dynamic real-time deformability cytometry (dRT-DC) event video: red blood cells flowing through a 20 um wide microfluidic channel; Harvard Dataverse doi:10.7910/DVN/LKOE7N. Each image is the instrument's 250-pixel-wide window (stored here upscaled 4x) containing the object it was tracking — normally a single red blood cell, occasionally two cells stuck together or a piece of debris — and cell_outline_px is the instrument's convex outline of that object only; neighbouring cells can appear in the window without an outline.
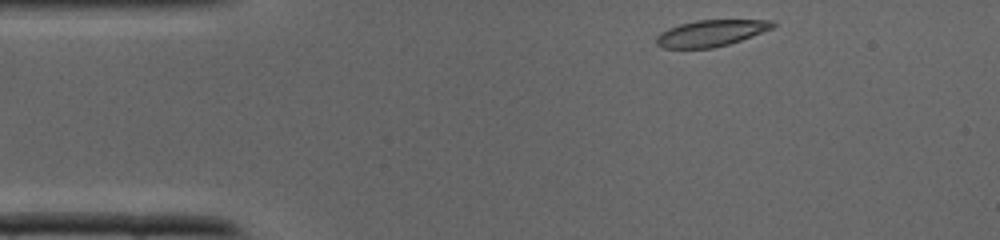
{"species": "common noctule bat (a hibernating species)", "species_latin": "Nyctalus noctula", "temperature_condition": "cold", "stored_images_in_passage": 33, "camera_frame_rate_fps": 3000, "um_per_image_px": 0.085, "animal": {"sex": "male", "body_mass_g": 19.0, "forearm_length_mm": 50.8}, "frame": {"image": 1, "passage_image": 1, "time_ms": 0.0, "image_size_px": [1000, 240], "cell_outline_px": [[776, 24], [772, 28], [752, 36], [728, 44], [712, 48], [664, 48], [656, 44], [656, 36], [660, 32], [668, 28], [680, 24], [696, 20], [772, 20]], "centroid_in_image_um": [60.4, 2.81], "position_along_channel_um": 24.6, "area_um2": 17.8}}
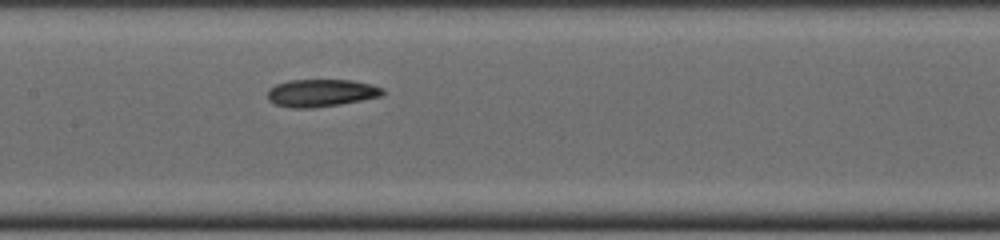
{"frame": {"image": 2, "passage_image": 13, "time_ms": 4.0, "image_size_px": [1000, 240], "cell_outline_px": [[384, 92], [380, 96], [340, 104], [312, 108], [292, 108], [276, 104], [268, 100], [268, 88], [276, 84], [288, 80], [352, 80], [372, 84], [384, 88]], "centroid_in_image_um": [27.28, 7.89], "position_along_channel_um": 180.1, "area_um2": 18.44}}
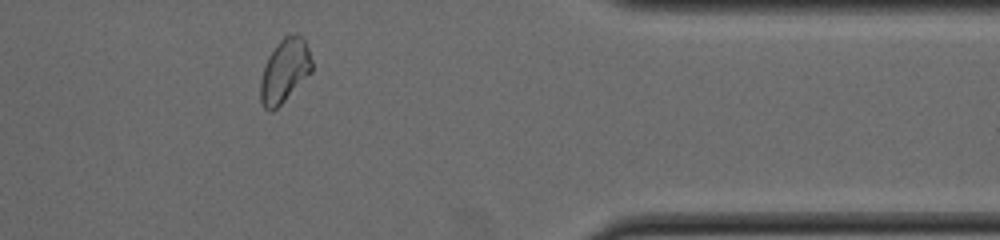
{"frame": {"image": 3, "passage_image": 26, "time_ms": 8.333, "image_size_px": [1000, 240], "cell_outline_px": [[312, 72], [272, 112], [268, 112], [264, 108], [260, 100], [260, 80], [264, 64], [268, 56], [276, 44], [284, 36], [296, 32], [304, 40], [308, 48], [312, 60]], "centroid_in_image_um": [24.17, 6.0], "position_along_channel_um": 387.2, "area_um2": 19.13}}